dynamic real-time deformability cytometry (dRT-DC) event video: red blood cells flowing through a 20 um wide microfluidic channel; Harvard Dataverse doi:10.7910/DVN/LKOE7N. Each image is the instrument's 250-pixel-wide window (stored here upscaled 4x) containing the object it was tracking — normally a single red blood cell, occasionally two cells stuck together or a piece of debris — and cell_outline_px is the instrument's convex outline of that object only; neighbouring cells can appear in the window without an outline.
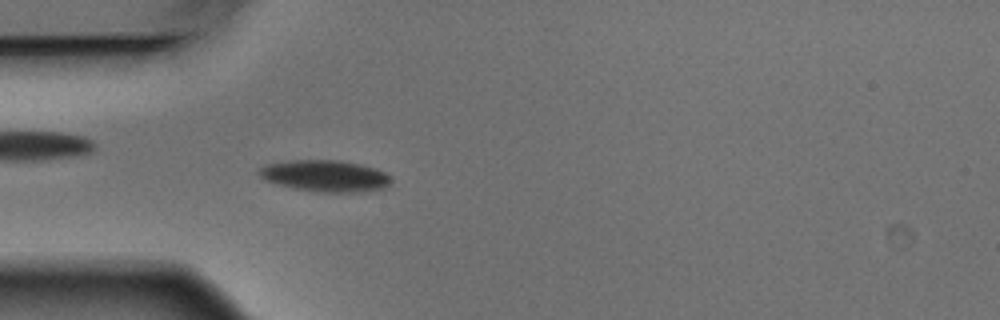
{"species": "Egyptian fruit bat (a non-hibernating species)", "species_latin": "Rousettus aegyptiacus", "temperature_condition": "warm", "stored_images_in_passage": 4, "camera_frame_rate_fps": 3000, "um_per_image_px": 0.085, "animal": {"sex": "male"}, "frame": {"image": 1, "passage_image": 4, "time_ms": 1.0, "image_size_px": [1000, 320], "cell_outline_px": [[392, 180], [384, 188], [364, 192], [320, 192], [292, 188], [264, 180], [260, 176], [260, 168], [264, 164], [288, 160], [340, 160], [360, 164], [376, 168], [384, 172]], "centroid_in_image_um": [27.63, 14.95], "position_along_channel_um": 57.4, "area_um2": 24.33}}